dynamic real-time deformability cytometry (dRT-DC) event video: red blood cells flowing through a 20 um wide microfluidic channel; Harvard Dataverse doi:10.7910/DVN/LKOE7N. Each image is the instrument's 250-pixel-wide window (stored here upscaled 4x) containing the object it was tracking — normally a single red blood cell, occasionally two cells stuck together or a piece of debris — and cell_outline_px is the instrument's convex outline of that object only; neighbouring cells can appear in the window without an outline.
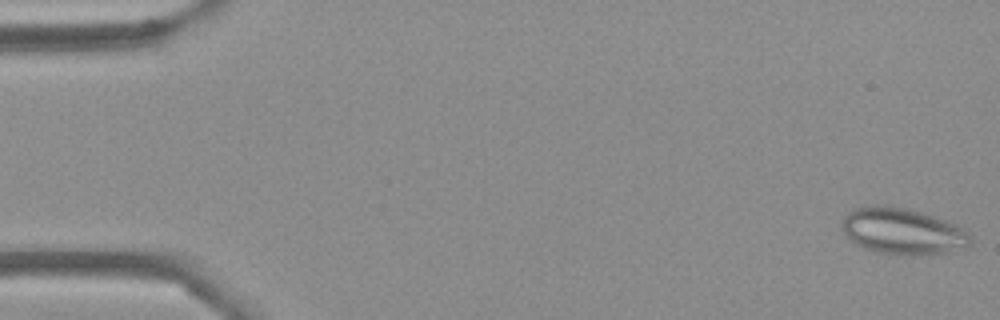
{"species": "Egyptian fruit bat (a non-hibernating species)", "species_latin": "Rousettus aegyptiacus", "temperature_condition": "cold", "stored_images_in_passage": 54, "camera_frame_rate_fps": 3000, "um_per_image_px": 0.085, "frame": {"image": 1, "passage_image": 1, "time_ms": 0.0, "image_size_px": [1000, 320], "cell_outline_px": [[972, 244], [964, 248], [944, 252], [876, 252], [864, 248], [856, 244], [844, 232], [844, 216], [848, 212], [856, 208], [888, 204], [908, 208], [956, 224], [968, 232], [972, 236]], "centroid_in_image_um": [76.75, 19.6], "position_along_channel_um": 8.3, "area_um2": 33.52}}
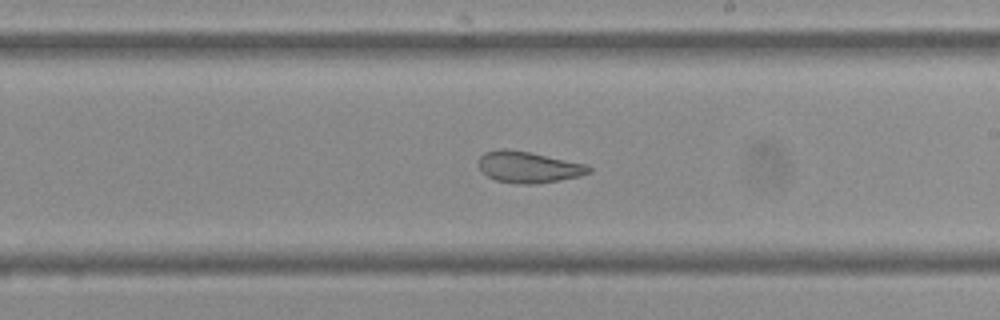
{"frame": {"image": 2, "passage_image": 31, "time_ms": 10.0, "image_size_px": [1000, 320], "cell_outline_px": [[592, 172], [580, 176], [560, 180], [536, 184], [520, 184], [496, 180], [480, 172], [476, 164], [476, 160], [484, 152], [500, 148], [504, 148], [528, 152], [588, 164], [592, 168]], "centroid_in_image_um": [44.88, 14.2], "position_along_channel_um": 244.1, "area_um2": 20.46}}
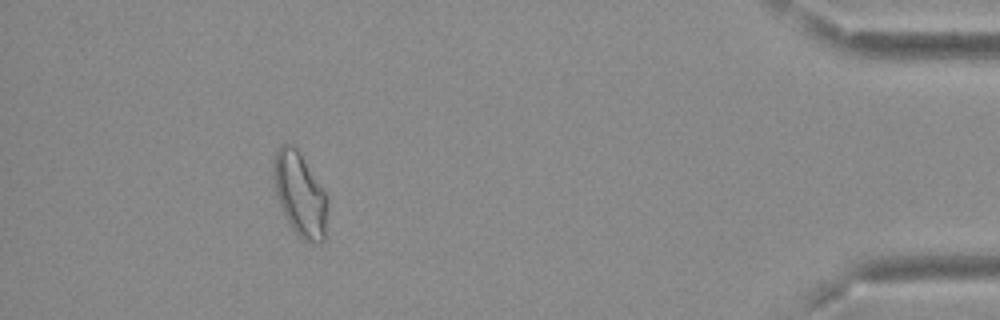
{"frame": {"image": 3, "passage_image": 49, "time_ms": 16.0, "image_size_px": [1000, 320], "cell_outline_px": [[328, 208], [324, 240], [320, 244], [316, 244], [304, 240], [292, 228], [284, 216], [276, 196], [272, 172], [272, 160], [276, 148], [280, 144], [292, 144], [300, 152], [328, 196]], "centroid_in_image_um": [25.48, 16.49], "position_along_channel_um": 409.7, "area_um2": 26.93}, "authors_computed_cell_mechanics": {"area_um2": 24.7384, "velocity_mm_per_s": 3.7161, "shape_relaxation_time_tau1_ms": null, "shape_relaxation_time_tau2_ms": 0.9741, "deformation_change_tau1": null, "deformation_change_tau2": 0.0679}}